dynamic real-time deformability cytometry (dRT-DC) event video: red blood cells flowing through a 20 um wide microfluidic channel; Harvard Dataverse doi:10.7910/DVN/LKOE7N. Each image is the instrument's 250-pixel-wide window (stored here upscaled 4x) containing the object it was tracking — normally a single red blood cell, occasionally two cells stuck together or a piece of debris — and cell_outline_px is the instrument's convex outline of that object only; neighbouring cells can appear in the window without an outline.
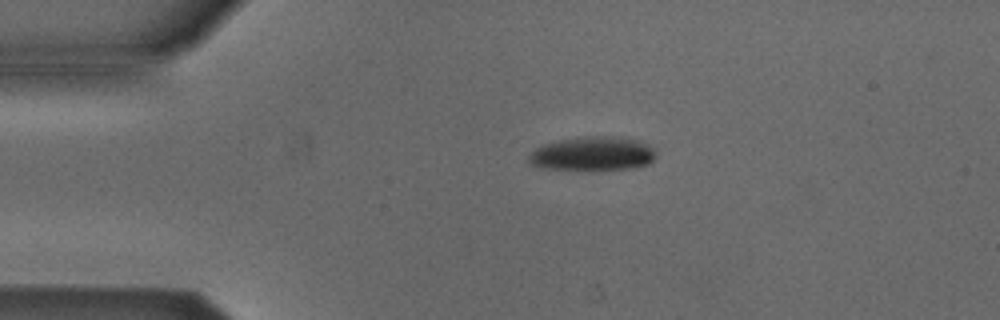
{"species": "Egyptian fruit bat (a non-hibernating species)", "species_latin": "Rousettus aegyptiacus", "temperature_condition": "cold", "stored_images_in_passage": 2, "camera_frame_rate_fps": 3000, "um_per_image_px": 0.085, "animal": {"sex": "male"}, "frame": {"image": 1, "passage_image": 1, "time_ms": 0.0, "image_size_px": [1000, 320], "cell_outline_px": [[656, 156], [648, 164], [632, 168], [548, 168], [528, 164], [528, 156], [536, 148], [544, 144], [556, 140], [584, 136], [620, 136], [636, 140], [652, 148]], "centroid_in_image_um": [50.35, 13.03], "position_along_channel_um": 34.6, "area_um2": 24.57}}